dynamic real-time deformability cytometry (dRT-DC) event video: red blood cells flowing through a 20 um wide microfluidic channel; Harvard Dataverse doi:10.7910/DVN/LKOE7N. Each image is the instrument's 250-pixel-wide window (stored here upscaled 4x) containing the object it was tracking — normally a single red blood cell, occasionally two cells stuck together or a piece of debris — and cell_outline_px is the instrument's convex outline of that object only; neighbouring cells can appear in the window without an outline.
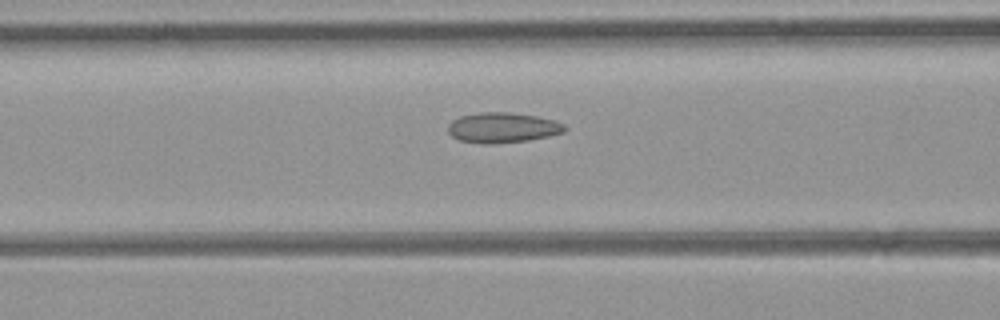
{"species": "common noctule bat (a hibernating species)", "species_latin": "Nyctalus noctula", "temperature_condition": "room temperature", "stored_images_in_passage": 18, "camera_frame_rate_fps": 3000, "um_per_image_px": 0.085, "animal": {"sex": "female", "body_mass_g": 21.9}, "frame": {"image": 1, "passage_image": 8, "time_ms": 2.333, "image_size_px": [1000, 320], "cell_outline_px": [[564, 132], [548, 136], [528, 140], [492, 144], [480, 144], [460, 140], [452, 136], [448, 132], [448, 124], [452, 120], [460, 116], [480, 112], [508, 112], [536, 116], [552, 120], [564, 124]], "centroid_in_image_um": [42.67, 10.85], "position_along_channel_um": 123.9, "area_um2": 20.46}}
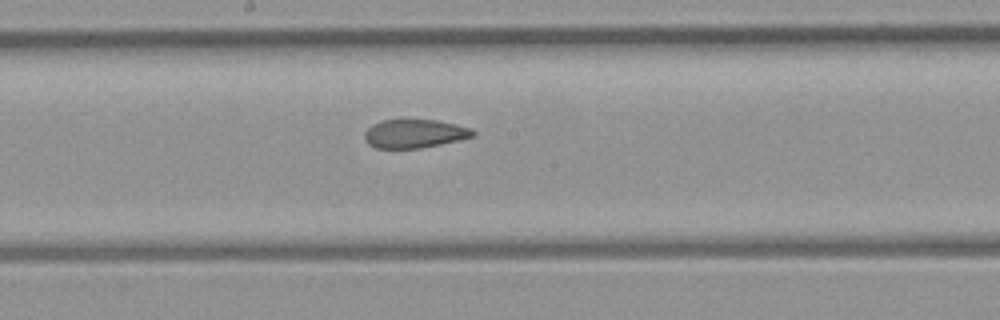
{"frame": {"image": 2, "passage_image": 14, "time_ms": 4.333, "image_size_px": [1000, 320], "cell_outline_px": [[476, 136], [460, 140], [420, 148], [376, 148], [368, 144], [364, 140], [364, 132], [372, 124], [380, 120], [436, 120], [456, 124], [472, 128], [476, 132]], "centroid_in_image_um": [35.24, 11.36], "position_along_channel_um": 213.0, "area_um2": 18.21}}
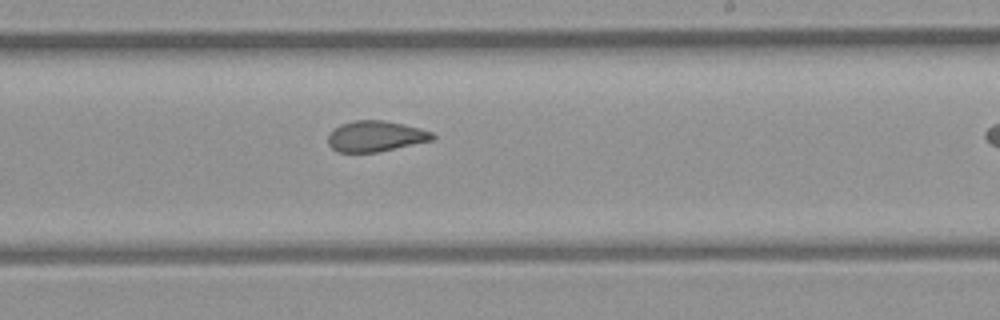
{"frame": {"image": 3, "passage_image": 17, "time_ms": 5.333, "image_size_px": [1000, 320], "cell_outline_px": [[436, 136], [432, 140], [376, 152], [336, 152], [328, 144], [328, 136], [340, 124], [356, 120], [384, 120], [404, 124], [420, 128], [432, 132]], "centroid_in_image_um": [31.92, 11.57], "position_along_channel_um": 257.1, "area_um2": 18.55}}